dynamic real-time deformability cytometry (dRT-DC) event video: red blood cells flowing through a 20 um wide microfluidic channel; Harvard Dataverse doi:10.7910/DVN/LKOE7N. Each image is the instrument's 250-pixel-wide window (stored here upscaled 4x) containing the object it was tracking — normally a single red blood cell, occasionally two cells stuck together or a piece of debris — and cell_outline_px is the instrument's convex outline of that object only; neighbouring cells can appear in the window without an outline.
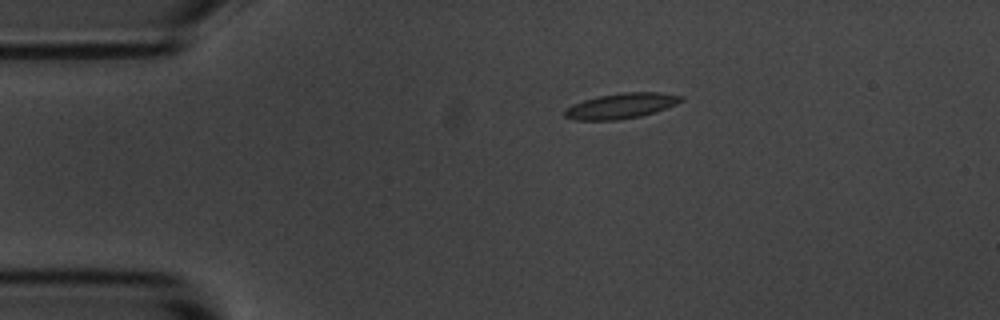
{"species": "common noctule bat (a hibernating species)", "species_latin": "Nyctalus noctula", "temperature_condition": "room temperature", "stored_images_in_passage": 6, "camera_frame_rate_fps": 3000, "um_per_image_px": 0.085, "animal": {"sex": "male", "body_mass_g": 20.1, "forearm_length_mm": 53.5}, "frame": {"image": 1, "passage_image": 1, "time_ms": 0.0, "image_size_px": [1000, 320], "cell_outline_px": [[684, 100], [676, 104], [640, 116], [620, 120], [572, 120], [564, 116], [564, 112], [572, 104], [584, 100], [600, 96], [624, 92], [656, 92], [684, 96]], "centroid_in_image_um": [52.78, 9.0], "position_along_channel_um": 32.2, "area_um2": 16.99}}
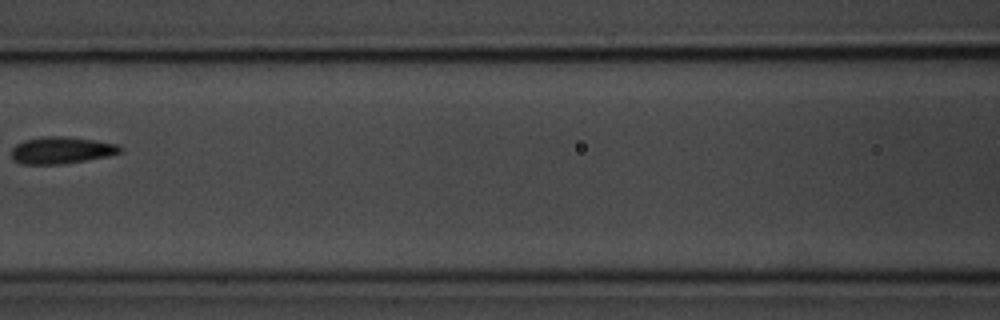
{"frame": {"image": 2, "passage_image": 5, "time_ms": 4.667, "image_size_px": [1000, 320], "cell_outline_px": [[124, 148], [120, 152], [108, 156], [60, 164], [20, 164], [12, 160], [12, 148], [16, 144], [24, 140], [40, 136], [64, 136], [92, 140], [116, 144]], "centroid_in_image_um": [5.17, 12.77], "position_along_channel_um": 161.4, "area_um2": 16.99}}
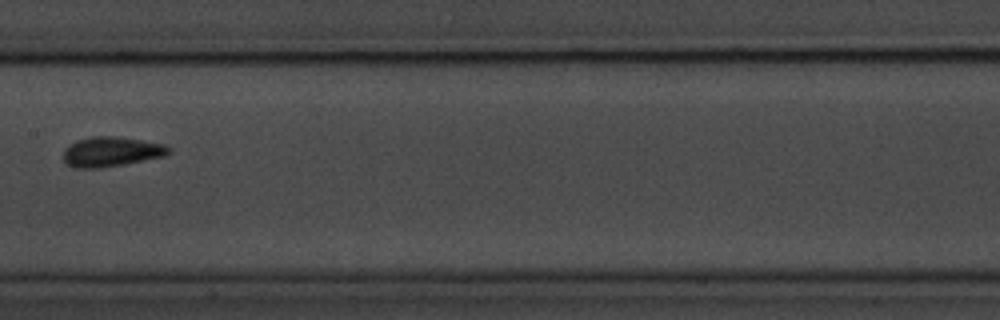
{"frame": {"image": 3, "passage_image": 6, "time_ms": 5.667, "image_size_px": [1000, 320], "cell_outline_px": [[172, 148], [164, 156], [124, 164], [100, 168], [76, 168], [68, 164], [64, 160], [64, 148], [76, 140], [92, 136], [116, 136], [164, 144]], "centroid_in_image_um": [9.44, 12.89], "position_along_channel_um": 198.0, "area_um2": 18.21}}